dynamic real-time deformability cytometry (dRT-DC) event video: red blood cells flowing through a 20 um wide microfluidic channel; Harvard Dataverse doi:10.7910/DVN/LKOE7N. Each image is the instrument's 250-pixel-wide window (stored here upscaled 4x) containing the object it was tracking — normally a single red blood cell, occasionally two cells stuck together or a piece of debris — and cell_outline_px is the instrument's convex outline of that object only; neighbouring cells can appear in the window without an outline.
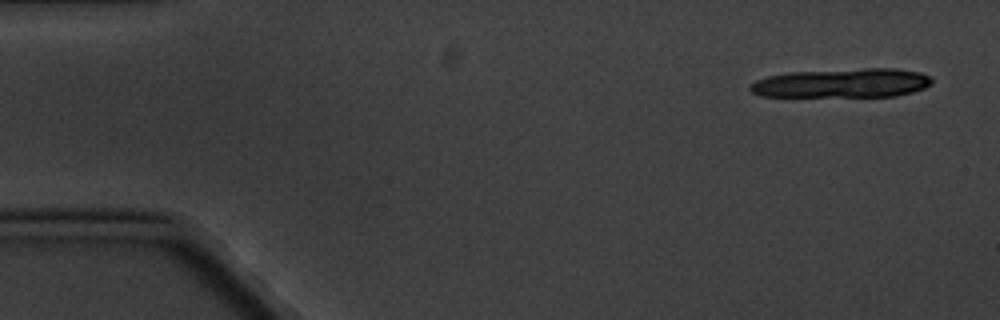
{"species": "common noctule bat (a hibernating species)", "species_latin": "Nyctalus noctula", "temperature_condition": "cold", "stored_images_in_passage": 5, "camera_frame_rate_fps": 3000, "um_per_image_px": 0.085, "animal": {"sex": "male", "body_mass_g": 20.1, "forearm_length_mm": 53.5}, "frame": {"image": 1, "passage_image": 1, "time_ms": 0.0, "image_size_px": [1000, 320], "cell_outline_px": [[932, 84], [924, 88], [912, 92], [896, 96], [760, 96], [752, 92], [748, 88], [756, 80], [768, 76], [788, 72], [864, 68], [896, 68], [920, 72], [928, 76], [932, 80]], "centroid_in_image_um": [71.6, 7.05], "position_along_channel_um": 13.4, "area_um2": 30.87}}